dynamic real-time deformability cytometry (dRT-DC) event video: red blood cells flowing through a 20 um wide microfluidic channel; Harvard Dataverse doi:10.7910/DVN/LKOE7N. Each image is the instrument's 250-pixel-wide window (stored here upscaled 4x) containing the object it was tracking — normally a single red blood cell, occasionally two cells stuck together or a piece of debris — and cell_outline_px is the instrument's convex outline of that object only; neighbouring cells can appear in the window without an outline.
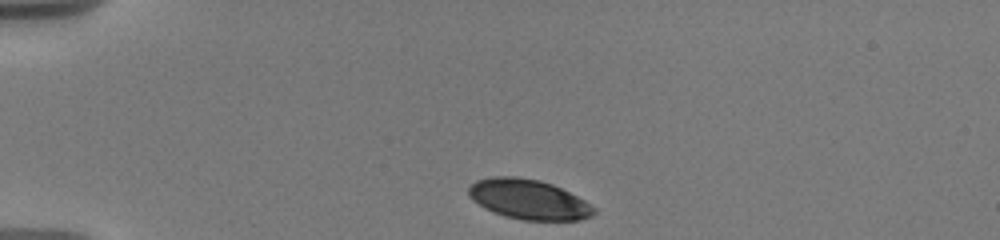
{"species": "human", "species_latin": "Homo sapiens", "temperature_condition": "warm", "stored_images_in_passage": 4, "camera_frame_rate_fps": 3000, "um_per_image_px": 0.085, "donor": {"sex": "male"}, "frame": {"image": 1, "passage_image": 1, "time_ms": 0.0, "image_size_px": [1000, 240], "cell_outline_px": [[596, 212], [592, 216], [580, 220], [524, 220], [508, 216], [484, 208], [468, 192], [468, 188], [476, 180], [492, 176], [516, 176], [540, 180], [552, 184], [584, 200], [596, 208]], "centroid_in_image_um": [44.97, 16.94], "position_along_channel_um": 40.0, "area_um2": 28.73}}
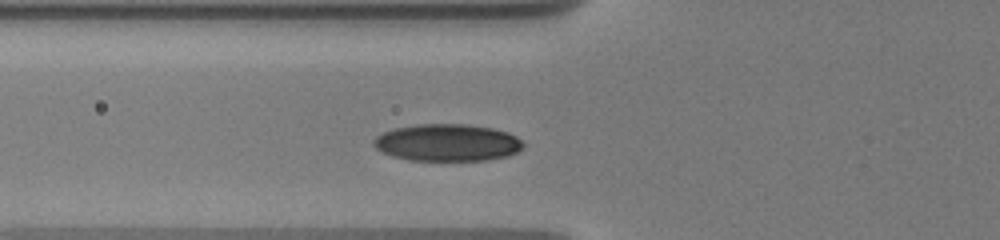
{"frame": {"image": 2, "passage_image": 4, "time_ms": 2.667, "image_size_px": [1000, 240], "cell_outline_px": [[524, 148], [508, 156], [488, 160], [412, 160], [392, 156], [376, 148], [372, 144], [372, 140], [376, 136], [392, 128], [416, 124], [468, 124], [492, 128], [508, 132], [516, 136], [524, 144]], "centroid_in_image_um": [38.02, 12.11], "position_along_channel_um": 87.8, "area_um2": 32.48}}